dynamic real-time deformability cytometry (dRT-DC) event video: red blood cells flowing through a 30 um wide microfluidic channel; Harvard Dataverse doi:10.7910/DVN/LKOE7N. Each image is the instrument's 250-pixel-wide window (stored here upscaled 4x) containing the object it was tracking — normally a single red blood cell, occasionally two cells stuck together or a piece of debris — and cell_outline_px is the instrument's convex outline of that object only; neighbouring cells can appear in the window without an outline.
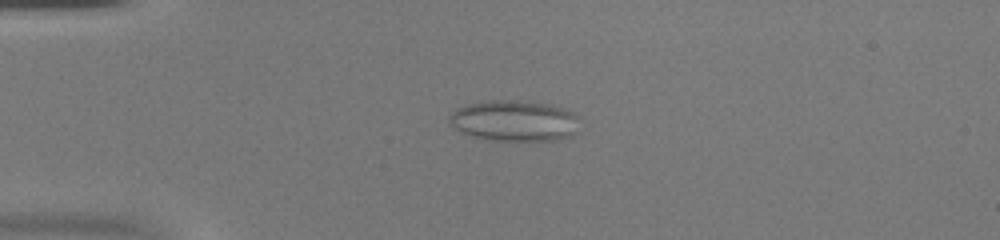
{"species": "common noctule bat (a hibernating species)", "species_latin": "Nyctalus noctula", "temperature_condition": "warm", "stored_images_in_passage": 53, "camera_frame_rate_fps": 3000, "um_per_image_px": 0.085, "animal": {"sex": "female", "body_mass_g": 20.0, "forearm_length_mm": 54.0}, "frame": {"image": 1, "passage_image": 14, "time_ms": 4.333, "image_size_px": [1000, 240], "cell_outline_px": [[576, 132], [572, 136], [556, 140], [488, 140], [472, 136], [448, 124], [448, 116], [456, 108], [468, 104], [492, 100], [516, 100], [552, 104], [564, 108], [572, 112], [576, 116]], "centroid_in_image_um": [43.69, 10.26], "position_along_channel_um": 41.3, "area_um2": 31.04}}
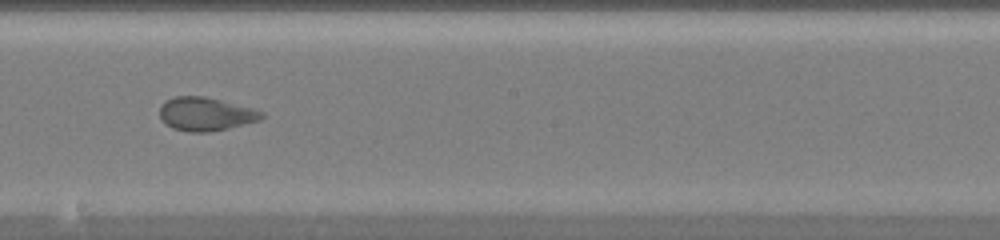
{"frame": {"image": 2, "passage_image": 31, "time_ms": 10.0, "image_size_px": [1000, 240], "cell_outline_px": [[264, 116], [260, 120], [228, 128], [208, 132], [188, 132], [172, 128], [160, 120], [160, 104], [164, 100], [176, 96], [204, 96], [252, 108], [264, 112]], "centroid_in_image_um": [17.44, 9.69], "position_along_channel_um": 230.8, "area_um2": 19.94}}
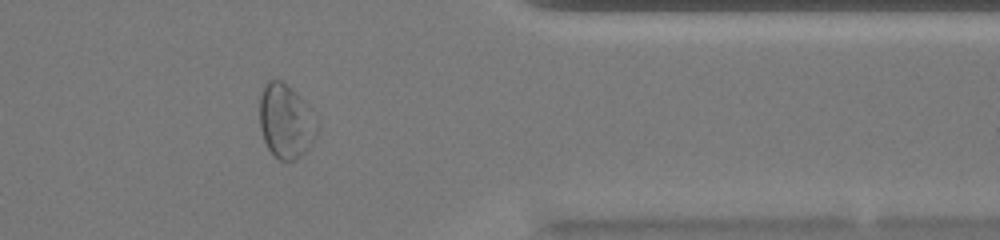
{"frame": {"image": 3, "passage_image": 44, "time_ms": 14.333, "image_size_px": [1000, 240], "cell_outline_px": [[316, 136], [312, 144], [300, 156], [292, 160], [280, 160], [268, 148], [264, 140], [260, 128], [260, 96], [264, 84], [268, 80], [280, 80], [300, 100], [316, 128]], "centroid_in_image_um": [24.2, 10.35], "position_along_channel_um": 387.2, "area_um2": 23.35}}